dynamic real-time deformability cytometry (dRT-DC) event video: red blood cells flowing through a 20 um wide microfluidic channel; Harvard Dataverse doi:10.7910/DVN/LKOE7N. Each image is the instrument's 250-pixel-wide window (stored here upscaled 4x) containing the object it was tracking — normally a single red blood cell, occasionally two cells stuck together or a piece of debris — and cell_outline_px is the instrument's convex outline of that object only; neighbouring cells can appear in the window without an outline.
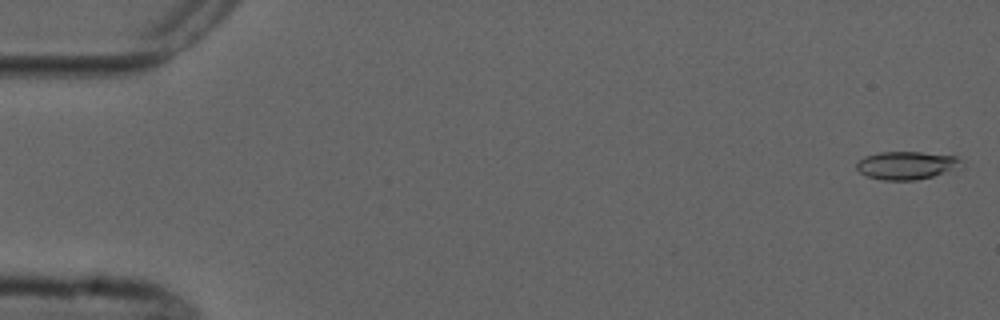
{"species": "common noctule bat (a hibernating species)", "species_latin": "Nyctalus noctula", "temperature_condition": "cold", "stored_images_in_passage": 5, "camera_frame_rate_fps": 3000, "um_per_image_px": 0.085, "animal": {"sex": "male", "forearm_length_mm": 52.5}, "frame": {"image": 1, "passage_image": 1, "time_ms": 0.0, "image_size_px": [1000, 320], "cell_outline_px": [[964, 164], [960, 168], [932, 176], [916, 180], [884, 180], [868, 176], [860, 172], [856, 168], [856, 164], [864, 156], [880, 152], [920, 152], [956, 156]], "centroid_in_image_um": [77.07, 14.05], "position_along_channel_um": 7.9, "area_um2": 17.05}}
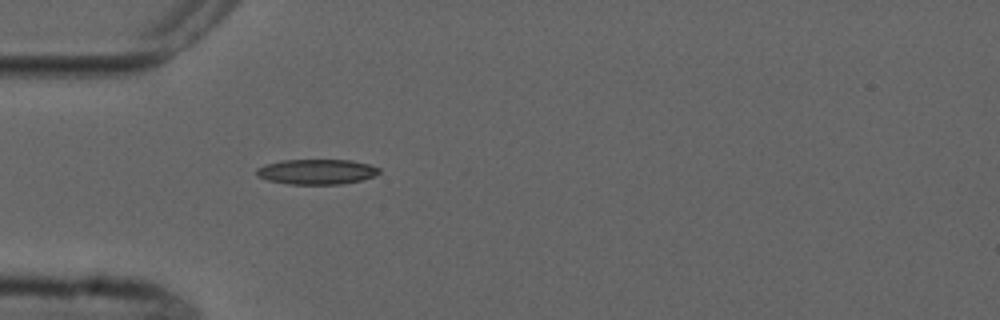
{"frame": {"image": 2, "passage_image": 5, "time_ms": 5.0, "image_size_px": [1000, 320], "cell_outline_px": [[380, 172], [372, 176], [360, 180], [340, 184], [288, 184], [268, 180], [256, 176], [256, 168], [264, 164], [280, 160], [352, 160], [368, 164], [380, 168]], "centroid_in_image_um": [26.86, 14.59], "position_along_channel_um": 58.1, "area_um2": 17.98}}